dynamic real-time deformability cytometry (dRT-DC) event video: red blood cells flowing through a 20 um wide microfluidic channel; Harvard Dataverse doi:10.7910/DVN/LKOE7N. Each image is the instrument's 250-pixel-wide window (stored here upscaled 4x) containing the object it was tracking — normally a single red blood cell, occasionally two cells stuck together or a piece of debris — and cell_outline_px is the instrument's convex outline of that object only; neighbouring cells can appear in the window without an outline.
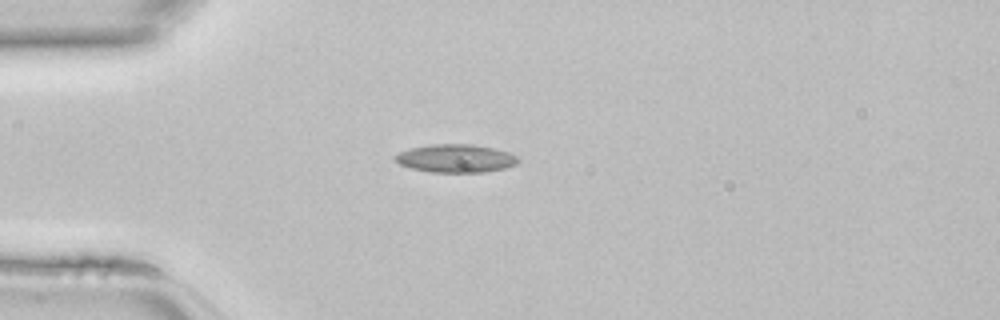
{"species": "common noctule bat (a hibernating species)", "species_latin": "Nyctalus noctula", "temperature_condition": "room temperature", "stored_images_in_passage": 34, "camera_frame_rate_fps": 3000, "um_per_image_px": 0.085, "animal": {"sex": "female", "body_mass_g": 22.7, "forearm_length_mm": 54.2}, "frame": {"image": 1, "passage_image": 1, "time_ms": 0.0, "image_size_px": [1000, 320], "cell_outline_px": [[520, 160], [516, 164], [504, 168], [484, 172], [432, 172], [412, 168], [400, 164], [392, 156], [408, 148], [432, 144], [472, 144], [496, 148], [508, 152], [516, 156]], "centroid_in_image_um": [38.74, 13.45], "position_along_channel_um": 46.3, "area_um2": 20.17}}
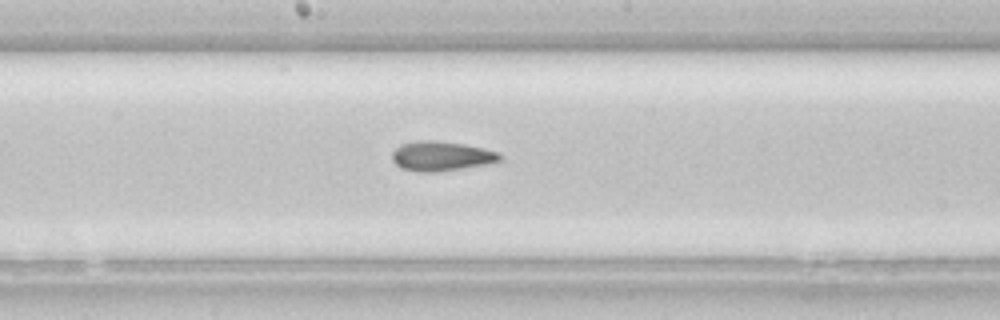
{"frame": {"image": 2, "passage_image": 13, "time_ms": 4.0, "image_size_px": [1000, 320], "cell_outline_px": [[500, 160], [484, 164], [436, 172], [416, 172], [404, 168], [396, 164], [392, 160], [392, 152], [400, 144], [420, 140], [436, 140], [464, 144], [484, 148], [500, 152]], "centroid_in_image_um": [37.48, 13.25], "position_along_channel_um": 210.7, "area_um2": 18.44}}
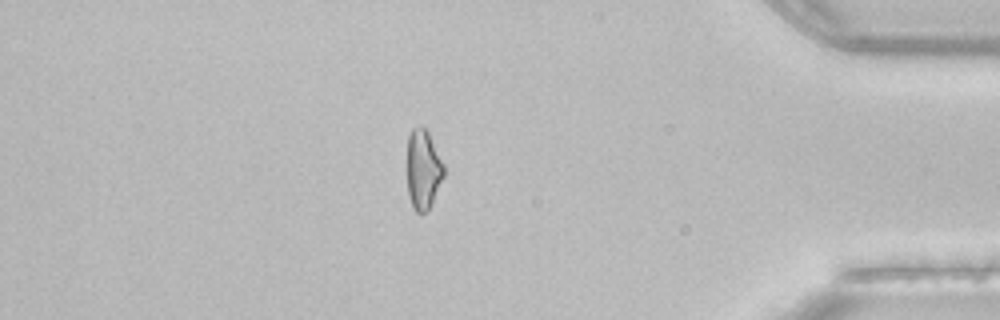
{"frame": {"image": 3, "passage_image": 28, "time_ms": 9.0, "image_size_px": [1000, 320], "cell_outline_px": [[444, 176], [428, 208], [424, 212], [416, 212], [412, 208], [408, 196], [408, 136], [412, 128], [420, 124], [424, 124], [444, 164]], "centroid_in_image_um": [35.96, 14.35], "position_along_channel_um": 399.2, "area_um2": 16.94}}